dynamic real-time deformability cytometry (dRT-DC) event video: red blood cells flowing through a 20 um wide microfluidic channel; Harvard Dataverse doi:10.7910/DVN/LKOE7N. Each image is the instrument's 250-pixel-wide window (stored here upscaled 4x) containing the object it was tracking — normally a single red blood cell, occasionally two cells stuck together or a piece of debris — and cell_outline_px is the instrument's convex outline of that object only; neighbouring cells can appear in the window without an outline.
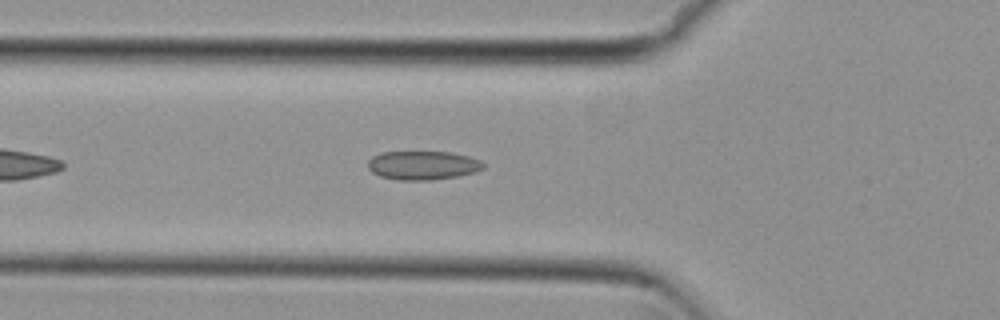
{"species": "common noctule bat (a hibernating species)", "species_latin": "Nyctalus noctula", "temperature_condition": "cold", "stored_images_in_passage": 32, "camera_frame_rate_fps": 3000, "um_per_image_px": 0.085, "animal": {"sex": "female", "body_mass_g": 29.2, "forearm_length_mm": 56.3}, "frame": {"image": 1, "passage_image": 6, "time_ms": 1.667, "image_size_px": [1000, 320], "cell_outline_px": [[484, 168], [476, 172], [460, 176], [432, 180], [400, 180], [380, 176], [372, 172], [368, 168], [368, 160], [372, 156], [380, 152], [452, 152], [468, 156], [480, 160], [484, 164]], "centroid_in_image_um": [35.95, 14.05], "position_along_channel_um": 89.9, "area_um2": 19.54}}
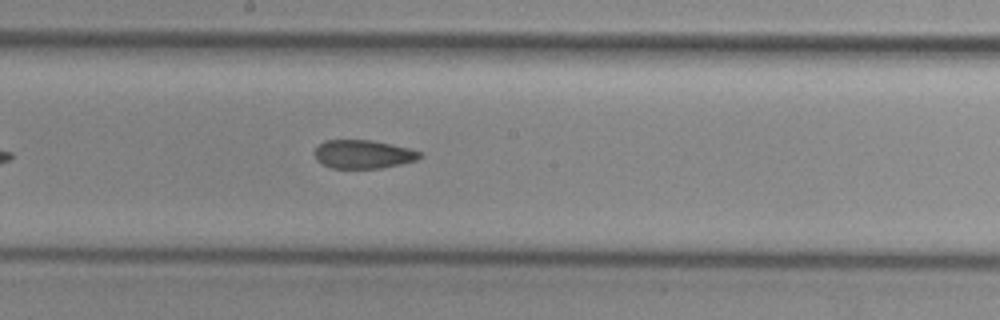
{"frame": {"image": 2, "passage_image": 16, "time_ms": 5.0, "image_size_px": [1000, 320], "cell_outline_px": [[424, 156], [416, 160], [400, 164], [380, 168], [332, 168], [316, 160], [312, 152], [324, 140], [372, 140], [392, 144], [408, 148], [420, 152]], "centroid_in_image_um": [30.85, 13.1], "position_along_channel_um": 217.3, "area_um2": 17.51}}
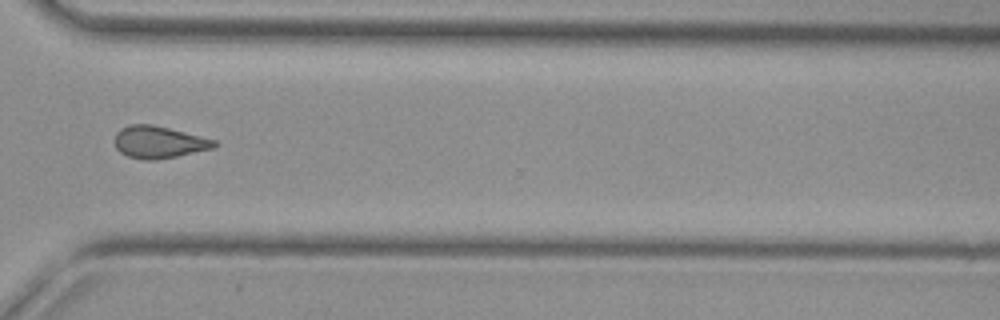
{"frame": {"image": 3, "passage_image": 27, "time_ms": 8.667, "image_size_px": [1000, 320], "cell_outline_px": [[220, 144], [212, 148], [176, 156], [156, 160], [144, 160], [128, 156], [120, 152], [116, 148], [116, 132], [120, 128], [128, 124], [152, 124], [216, 140]], "centroid_in_image_um": [13.49, 12.08], "position_along_channel_um": 357.1, "area_um2": 18.5}, "authors_computed_cell_mechanics": {"area_um2": 18.6405, "velocity_mm_per_s": 3.8065, "shape_relaxation_time_tau1_ms": null, "shape_relaxation_time_tau2_ms": 8.3391, "deformation_change_tau1": null, "deformation_change_tau2": 0.1512}}